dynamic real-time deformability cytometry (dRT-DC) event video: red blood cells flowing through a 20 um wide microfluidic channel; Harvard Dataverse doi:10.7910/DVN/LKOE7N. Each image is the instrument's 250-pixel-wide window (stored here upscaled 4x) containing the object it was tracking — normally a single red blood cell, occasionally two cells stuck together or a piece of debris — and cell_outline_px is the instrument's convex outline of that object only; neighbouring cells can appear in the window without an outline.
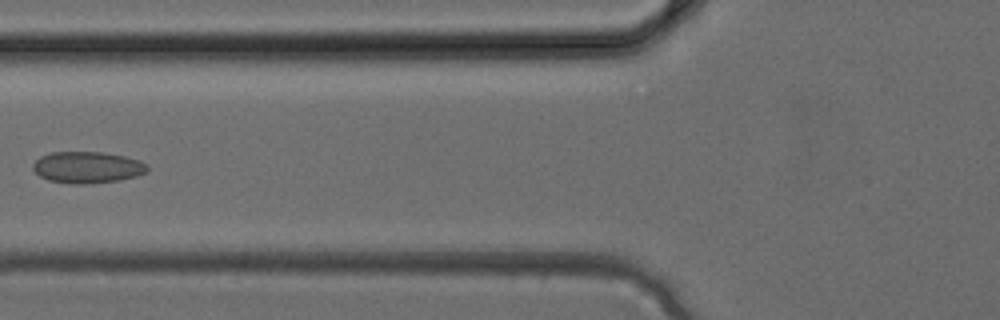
{"species": "common noctule bat (a hibernating species)", "species_latin": "Nyctalus noctula", "temperature_condition": "cold", "stored_images_in_passage": 4, "camera_frame_rate_fps": 3000, "um_per_image_px": 0.085, "animal": {"sex": "female", "body_mass_g": 24.6, "forearm_length_mm": 56.2}, "frame": {"image": 1, "passage_image": 4, "time_ms": 1.0, "image_size_px": [1000, 320], "cell_outline_px": [[148, 172], [136, 176], [120, 180], [88, 184], [72, 184], [48, 180], [40, 176], [32, 168], [32, 164], [40, 156], [52, 152], [104, 152], [124, 156], [140, 160], [148, 164]], "centroid_in_image_um": [7.44, 14.22], "position_along_channel_um": 118.4, "area_um2": 21.21}}